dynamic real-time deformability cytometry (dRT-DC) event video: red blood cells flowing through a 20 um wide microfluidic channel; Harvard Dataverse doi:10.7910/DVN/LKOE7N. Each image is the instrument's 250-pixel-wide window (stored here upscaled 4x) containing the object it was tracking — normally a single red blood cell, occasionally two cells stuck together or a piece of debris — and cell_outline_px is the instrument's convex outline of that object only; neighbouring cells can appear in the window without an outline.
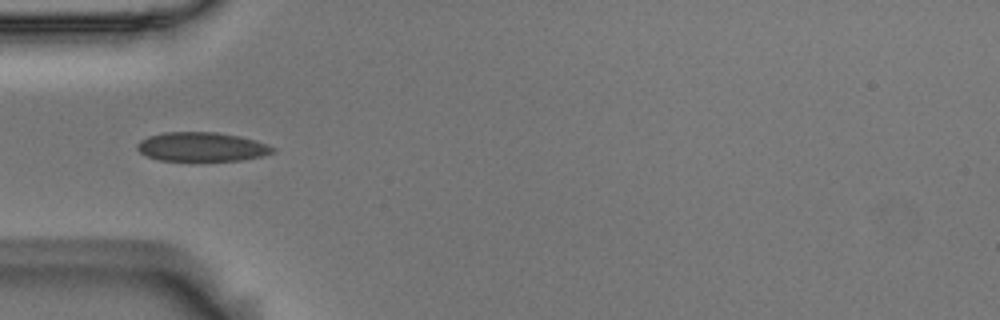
{"species": "Egyptian fruit bat (a non-hibernating species)", "species_latin": "Rousettus aegyptiacus", "temperature_condition": "room temperature", "stored_images_in_passage": 6, "camera_frame_rate_fps": 3000, "um_per_image_px": 0.085, "animal": {"sex": "male"}, "frame": {"image": 1, "passage_image": 4, "time_ms": 1.0, "image_size_px": [1000, 320], "cell_outline_px": [[276, 152], [264, 156], [240, 160], [160, 160], [148, 156], [140, 152], [136, 148], [136, 144], [140, 140], [148, 136], [164, 132], [216, 132], [240, 136], [256, 140], [268, 144], [276, 148]], "centroid_in_image_um": [17.19, 12.47], "position_along_channel_um": 67.8, "area_um2": 23.06}}
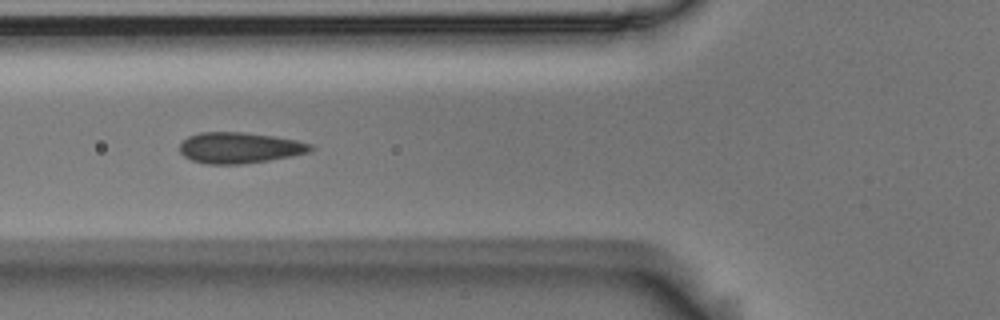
{"frame": {"image": 2, "passage_image": 5, "time_ms": 1.333, "image_size_px": [1000, 320], "cell_outline_px": [[316, 148], [308, 152], [292, 156], [268, 160], [240, 164], [208, 164], [192, 160], [184, 156], [180, 152], [180, 144], [188, 136], [200, 132], [244, 132], [276, 136], [296, 140], [312, 144]], "centroid_in_image_um": [20.38, 12.55], "position_along_channel_um": 105.4, "area_um2": 23.64}}
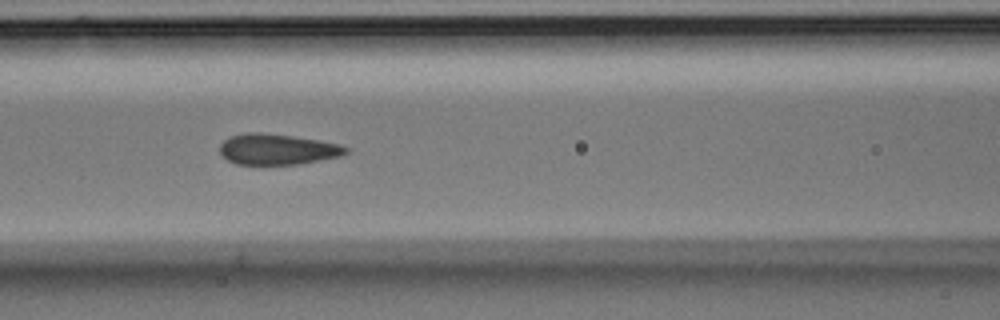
{"frame": {"image": 3, "passage_image": 6, "time_ms": 1.667, "image_size_px": [1000, 320], "cell_outline_px": [[352, 148], [348, 152], [340, 156], [296, 164], [236, 164], [228, 160], [220, 152], [220, 144], [228, 136], [244, 132], [260, 132], [292, 136], [320, 140], [340, 144]], "centroid_in_image_um": [23.58, 12.67], "position_along_channel_um": 143.0, "area_um2": 22.66}}